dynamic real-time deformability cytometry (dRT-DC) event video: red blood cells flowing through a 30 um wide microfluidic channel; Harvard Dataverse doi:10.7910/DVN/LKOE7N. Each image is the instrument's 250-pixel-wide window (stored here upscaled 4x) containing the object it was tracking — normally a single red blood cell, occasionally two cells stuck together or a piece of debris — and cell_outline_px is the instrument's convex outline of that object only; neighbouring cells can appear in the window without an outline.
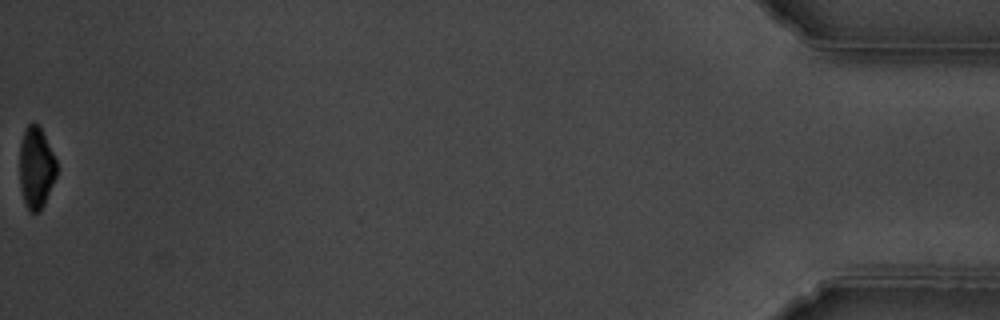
{"species": "common noctule bat (a hibernating species)", "species_latin": "Nyctalus noctula", "temperature_condition": "cold", "stored_images_in_passage": 42, "camera_frame_rate_fps": 3000, "um_per_image_px": 0.085, "animal": {"sex": "male", "body_mass_g": 19.5, "forearm_length_mm": 54.6}, "frame": {"image": 1, "passage_image": 42, "time_ms": 13.667, "image_size_px": [1000, 320], "cell_outline_px": [[56, 176], [44, 204], [40, 212], [32, 212], [24, 204], [20, 188], [20, 144], [24, 128], [28, 124], [36, 124], [40, 128], [56, 160]], "centroid_in_image_um": [3.05, 14.28], "position_along_channel_um": 432.2, "area_um2": 17.4}, "authors_computed_cell_mechanics": {"area_um2": 21.4149, "velocity_mm_per_s": 3.6378, "shape_relaxation_time_tau1_ms": 3.2565, "shape_relaxation_time_tau2_ms": null, "deformation_change_tau1": 0.1193, "deformation_change_tau2": null}}